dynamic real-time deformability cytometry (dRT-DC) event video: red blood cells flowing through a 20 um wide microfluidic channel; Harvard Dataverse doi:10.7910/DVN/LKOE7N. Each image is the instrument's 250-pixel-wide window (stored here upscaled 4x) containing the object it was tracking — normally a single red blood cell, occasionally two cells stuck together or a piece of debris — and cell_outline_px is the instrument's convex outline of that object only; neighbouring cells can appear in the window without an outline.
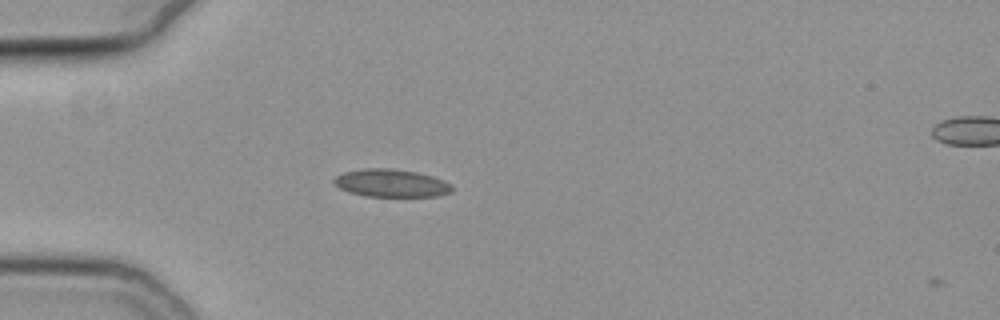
{"species": "common noctule bat (a hibernating species)", "species_latin": "Nyctalus noctula", "temperature_condition": "cold", "stored_images_in_passage": 4, "camera_frame_rate_fps": 3000, "um_per_image_px": 0.085, "animal": {"sex": "female", "body_mass_g": 19.3, "forearm_length_mm": 54.1}, "frame": {"image": 1, "passage_image": 2, "time_ms": 0.333, "image_size_px": [1000, 320], "cell_outline_px": [[452, 192], [440, 196], [364, 196], [348, 192], [332, 184], [332, 180], [336, 176], [344, 172], [364, 168], [392, 168], [416, 172], [432, 176], [444, 180], [452, 184]], "centroid_in_image_um": [33.24, 15.56], "position_along_channel_um": 51.8, "area_um2": 19.31}}